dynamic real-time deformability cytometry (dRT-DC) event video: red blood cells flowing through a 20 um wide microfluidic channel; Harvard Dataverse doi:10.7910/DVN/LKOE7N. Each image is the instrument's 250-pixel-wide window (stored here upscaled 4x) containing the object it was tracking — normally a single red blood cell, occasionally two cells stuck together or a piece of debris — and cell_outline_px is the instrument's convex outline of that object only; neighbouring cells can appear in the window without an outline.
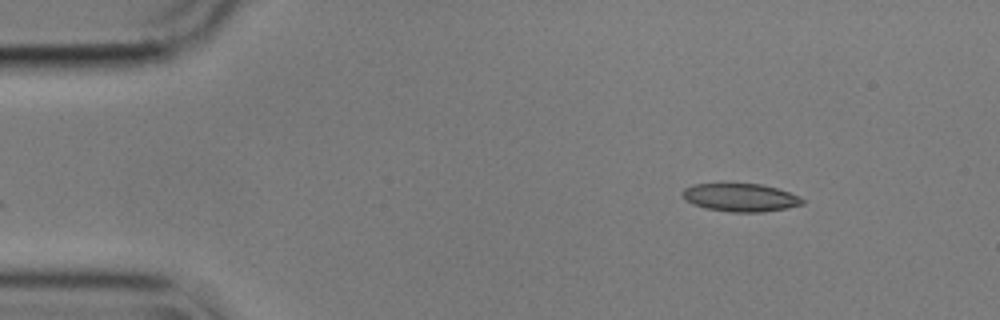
{"species": "common noctule bat (a hibernating species)", "species_latin": "Nyctalus noctula", "temperature_condition": "cold", "stored_images_in_passage": 49, "camera_frame_rate_fps": 3000, "um_per_image_px": 0.085, "animal": {"sex": "male", "body_mass_g": 17.9}, "frame": {"image": 1, "passage_image": 1, "time_ms": 0.0, "image_size_px": [1000, 320], "cell_outline_px": [[804, 204], [788, 208], [760, 212], [732, 212], [704, 208], [692, 204], [680, 192], [684, 188], [692, 184], [760, 184], [776, 188], [800, 196], [804, 200]], "centroid_in_image_um": [62.94, 16.79], "position_along_channel_um": 22.1, "area_um2": 19.54}}
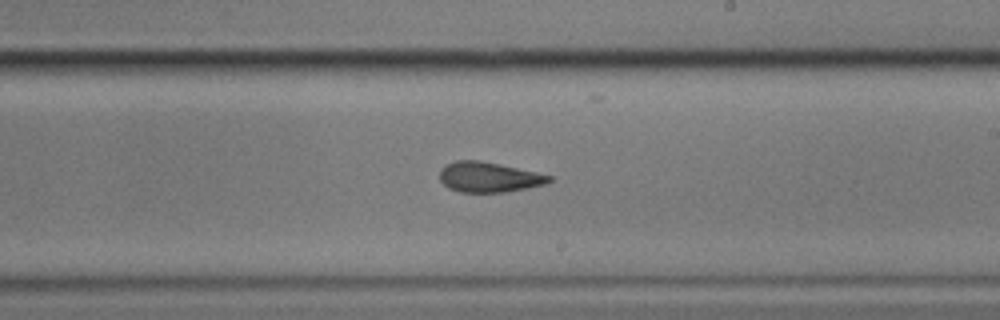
{"frame": {"image": 2, "passage_image": 26, "time_ms": 8.333, "image_size_px": [1000, 320], "cell_outline_px": [[552, 180], [548, 184], [528, 188], [504, 192], [460, 192], [448, 188], [440, 180], [440, 168], [444, 164], [456, 160], [480, 160], [500, 164], [536, 172], [552, 176]], "centroid_in_image_um": [41.54, 15.05], "position_along_channel_um": 247.5, "area_um2": 19.42}}
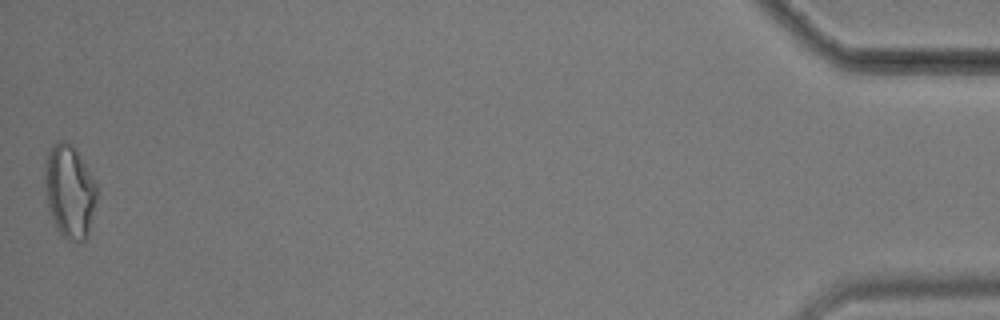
{"frame": {"image": 3, "passage_image": 49, "time_ms": 16.0, "image_size_px": [1000, 320], "cell_outline_px": [[96, 200], [88, 236], [84, 240], [68, 240], [56, 228], [48, 208], [44, 180], [44, 168], [48, 152], [52, 144], [56, 140], [64, 140], [72, 144], [76, 148], [96, 184]], "centroid_in_image_um": [5.89, 16.22], "position_along_channel_um": 429.3, "area_um2": 28.21}, "authors_computed_cell_mechanics": {"area_um2": 20.1722, "velocity_mm_per_s": 3.5867, "shape_relaxation_time_tau1_ms": null, "shape_relaxation_time_tau2_ms": 2.6566, "deformation_change_tau1": null, "deformation_change_tau2": 0.092}}